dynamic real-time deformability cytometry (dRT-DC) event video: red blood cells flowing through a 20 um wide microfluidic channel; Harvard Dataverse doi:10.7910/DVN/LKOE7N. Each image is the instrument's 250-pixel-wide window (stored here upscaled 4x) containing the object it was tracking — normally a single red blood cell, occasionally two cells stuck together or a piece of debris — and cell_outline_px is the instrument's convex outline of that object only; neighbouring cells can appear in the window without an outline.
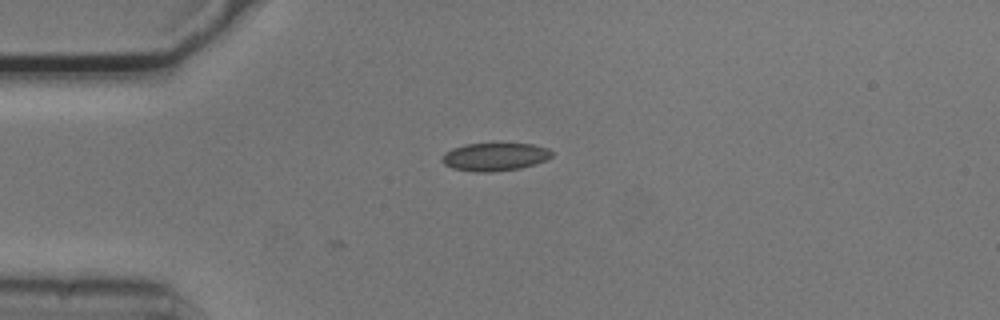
{"species": "common noctule bat (a hibernating species)", "species_latin": "Nyctalus noctula", "temperature_condition": "cold", "stored_images_in_passage": 7, "camera_frame_rate_fps": 3000, "um_per_image_px": 0.085, "animal": {"sex": "male", "body_mass_g": 20.5, "forearm_length_mm": 52.5}, "frame": {"image": 1, "passage_image": 1, "time_ms": 0.0, "image_size_px": [1000, 320], "cell_outline_px": [[552, 156], [536, 164], [520, 168], [492, 172], [476, 172], [452, 168], [444, 164], [440, 160], [444, 152], [452, 148], [464, 144], [532, 144], [548, 148], [552, 152]], "centroid_in_image_um": [42.02, 13.33], "position_along_channel_um": 43.0, "area_um2": 17.92}}
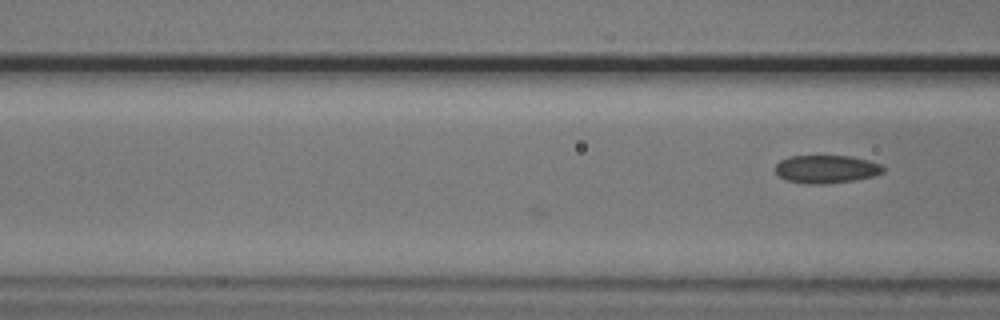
{"frame": {"image": 2, "passage_image": 7, "time_ms": 2.0, "image_size_px": [1000, 320], "cell_outline_px": [[884, 172], [872, 176], [856, 180], [828, 184], [804, 184], [784, 180], [776, 176], [776, 164], [780, 160], [788, 156], [852, 156], [868, 160], [880, 164], [884, 168]], "centroid_in_image_um": [70.19, 14.39], "position_along_channel_um": 96.4, "area_um2": 17.92}}